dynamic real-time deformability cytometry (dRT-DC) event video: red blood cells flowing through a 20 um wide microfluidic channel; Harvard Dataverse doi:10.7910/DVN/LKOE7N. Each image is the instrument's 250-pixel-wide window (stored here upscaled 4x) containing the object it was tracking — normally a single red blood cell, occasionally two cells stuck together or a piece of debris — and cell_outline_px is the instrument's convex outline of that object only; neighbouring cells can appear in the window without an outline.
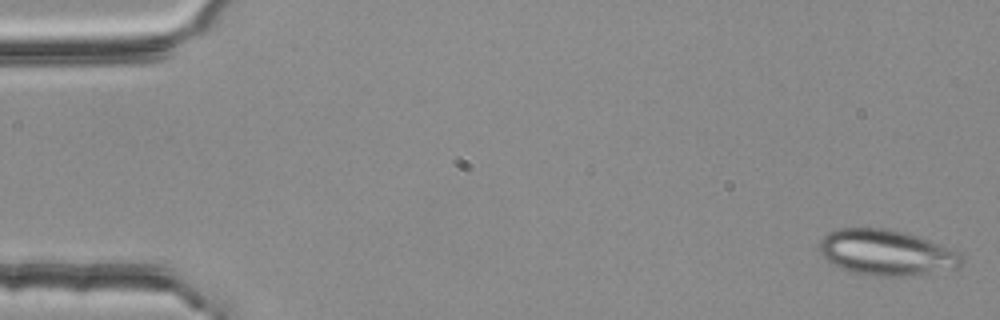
{"species": "common noctule bat (a hibernating species)", "species_latin": "Nyctalus noctula", "temperature_condition": "room temperature", "stored_images_in_passage": 3, "camera_frame_rate_fps": 3000, "um_per_image_px": 0.085, "animal": {"sex": "female", "body_mass_g": 25.1}, "frame": {"image": 1, "passage_image": 1, "time_ms": 0.0, "image_size_px": [1000, 320], "cell_outline_px": [[964, 260], [956, 268], [908, 276], [872, 276], [840, 268], [828, 260], [820, 252], [820, 240], [828, 232], [840, 228], [888, 228], [904, 232], [928, 240], [956, 252]], "centroid_in_image_um": [75.3, 21.46], "position_along_channel_um": 9.7, "area_um2": 37.22}}